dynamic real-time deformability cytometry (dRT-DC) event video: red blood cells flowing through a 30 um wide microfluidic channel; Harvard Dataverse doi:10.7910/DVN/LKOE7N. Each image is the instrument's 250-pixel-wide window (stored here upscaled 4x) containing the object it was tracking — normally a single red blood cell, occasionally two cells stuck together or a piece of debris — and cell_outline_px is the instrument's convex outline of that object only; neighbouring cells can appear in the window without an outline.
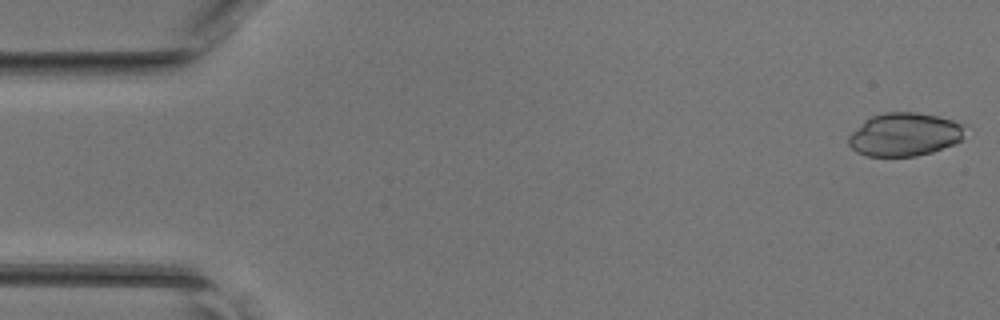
{"species": "common noctule bat (a hibernating species)", "species_latin": "Nyctalus noctula", "temperature_condition": "room temperature", "stored_images_in_passage": 45, "camera_frame_rate_fps": 3000, "um_per_image_px": 0.085, "animal": {"sex": "female", "body_mass_g": 17.0, "forearm_length_mm": 48.0}, "frame": {"image": 1, "passage_image": 1, "time_ms": 0.0, "image_size_px": [1000, 320], "cell_outline_px": [[968, 124], [960, 140], [952, 144], [932, 152], [916, 156], [868, 156], [856, 152], [848, 144], [848, 136], [864, 120], [872, 116], [884, 112], [916, 112], [936, 116]], "centroid_in_image_um": [76.88, 11.42], "position_along_channel_um": 8.1, "area_um2": 29.42}}